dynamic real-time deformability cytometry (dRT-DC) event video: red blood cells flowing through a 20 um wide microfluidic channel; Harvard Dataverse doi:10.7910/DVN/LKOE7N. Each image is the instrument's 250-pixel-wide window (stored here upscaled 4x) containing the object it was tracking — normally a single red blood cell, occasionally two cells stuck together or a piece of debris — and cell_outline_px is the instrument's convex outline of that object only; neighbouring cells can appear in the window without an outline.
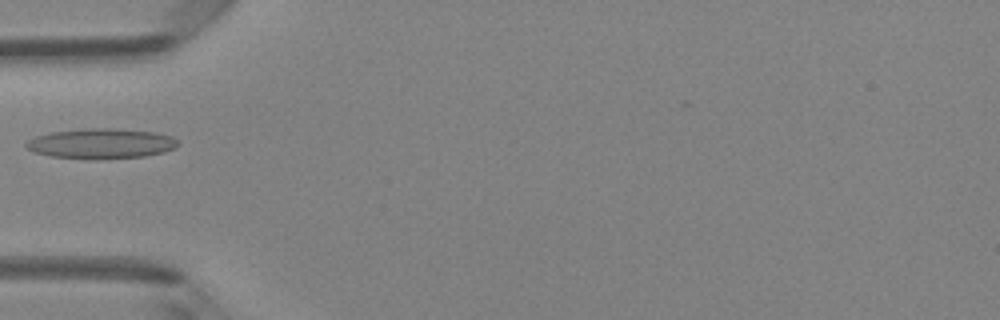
{"species": "Egyptian fruit bat (a non-hibernating species)", "species_latin": "Rousettus aegyptiacus", "temperature_condition": "room temperature", "stored_images_in_passage": 5, "camera_frame_rate_fps": 3000, "um_per_image_px": 0.085, "animal": {"sex": "female"}, "frame": {"image": 1, "passage_image": 4, "time_ms": 1.0, "image_size_px": [1000, 320], "cell_outline_px": [[176, 148], [164, 152], [144, 156], [52, 156], [36, 152], [28, 148], [24, 144], [28, 140], [36, 136], [52, 132], [88, 128], [108, 128], [152, 132], [172, 136], [176, 140]], "centroid_in_image_um": [8.61, 12.15], "position_along_channel_um": 76.4, "area_um2": 25.09}}
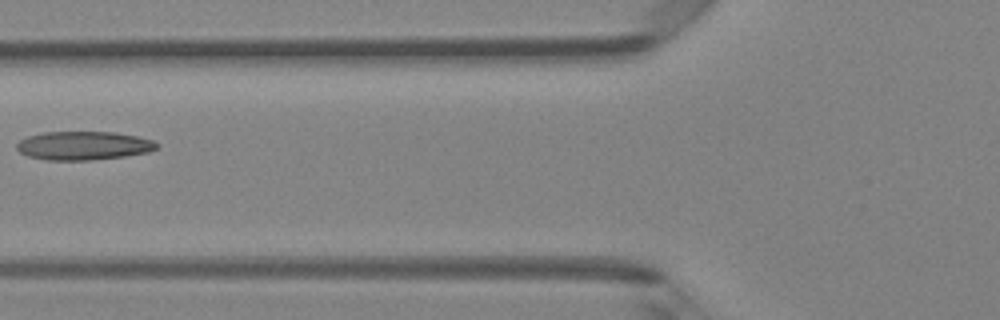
{"frame": {"image": 2, "passage_image": 5, "time_ms": 1.333, "image_size_px": [1000, 320], "cell_outline_px": [[160, 144], [156, 148], [148, 152], [124, 156], [92, 160], [48, 160], [28, 156], [20, 152], [16, 148], [16, 144], [20, 140], [28, 136], [44, 132], [116, 132], [136, 136], [152, 140]], "centroid_in_image_um": [7.09, 12.38], "position_along_channel_um": 118.7, "area_um2": 23.29}}